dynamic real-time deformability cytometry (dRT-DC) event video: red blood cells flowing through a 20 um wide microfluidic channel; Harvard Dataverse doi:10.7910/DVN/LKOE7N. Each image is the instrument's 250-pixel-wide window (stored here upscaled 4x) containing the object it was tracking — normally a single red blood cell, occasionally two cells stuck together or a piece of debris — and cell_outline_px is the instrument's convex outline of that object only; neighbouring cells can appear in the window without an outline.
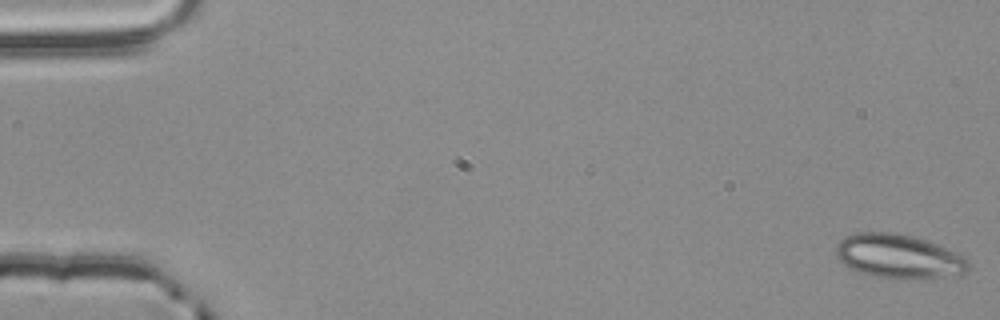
{"species": "common noctule bat (a hibernating species)", "species_latin": "Nyctalus noctula", "temperature_condition": "room temperature", "stored_images_in_passage": 55, "camera_frame_rate_fps": 3000, "um_per_image_px": 0.085, "animal": {"sex": "male", "body_mass_g": 20.4}, "frame": {"image": 1, "passage_image": 1, "time_ms": 0.0, "image_size_px": [1000, 320], "cell_outline_px": [[972, 264], [964, 272], [944, 276], [912, 280], [900, 280], [868, 276], [848, 268], [836, 256], [836, 244], [840, 240], [856, 232], [896, 232], [928, 240], [964, 256]], "centroid_in_image_um": [76.36, 21.8], "position_along_channel_um": 8.6, "area_um2": 34.51}}
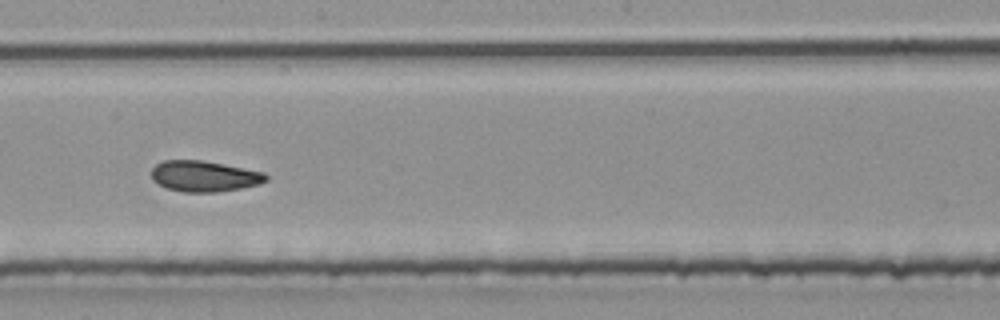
{"frame": {"image": 2, "passage_image": 31, "time_ms": 10.0, "image_size_px": [1000, 320], "cell_outline_px": [[268, 180], [260, 184], [240, 188], [216, 192], [184, 192], [168, 188], [152, 180], [152, 168], [156, 164], [164, 160], [204, 160], [264, 172], [268, 176]], "centroid_in_image_um": [17.38, 14.97], "position_along_channel_um": 230.8, "area_um2": 20.58}}
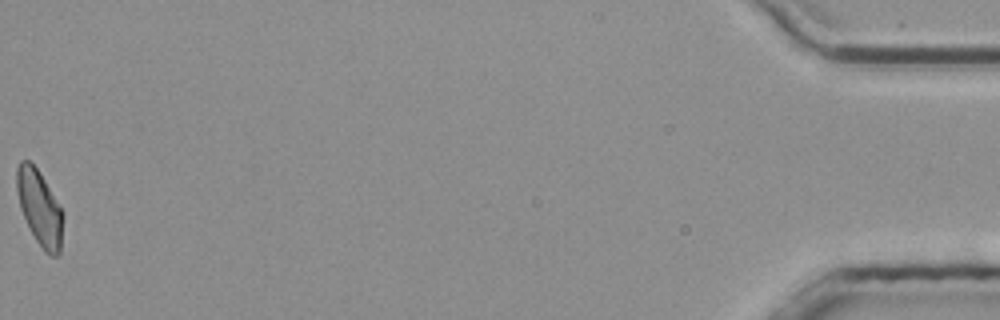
{"frame": {"image": 3, "passage_image": 55, "time_ms": 18.0, "image_size_px": [1000, 320], "cell_outline_px": [[60, 252], [56, 256], [48, 256], [44, 252], [36, 240], [20, 208], [16, 188], [16, 168], [20, 160], [28, 160], [36, 168], [44, 180], [60, 208]], "centroid_in_image_um": [3.3, 17.64], "position_along_channel_um": 431.9, "area_um2": 19.36}, "authors_computed_cell_mechanics": {"area_um2": 21.0392, "velocity_mm_per_s": 3.8407, "shape_relaxation_time_tau1_ms": 10.5048, "shape_relaxation_time_tau2_ms": 3.8109, "deformation_change_tau1": 0.1754, "deformation_change_tau2": 0.1028}}